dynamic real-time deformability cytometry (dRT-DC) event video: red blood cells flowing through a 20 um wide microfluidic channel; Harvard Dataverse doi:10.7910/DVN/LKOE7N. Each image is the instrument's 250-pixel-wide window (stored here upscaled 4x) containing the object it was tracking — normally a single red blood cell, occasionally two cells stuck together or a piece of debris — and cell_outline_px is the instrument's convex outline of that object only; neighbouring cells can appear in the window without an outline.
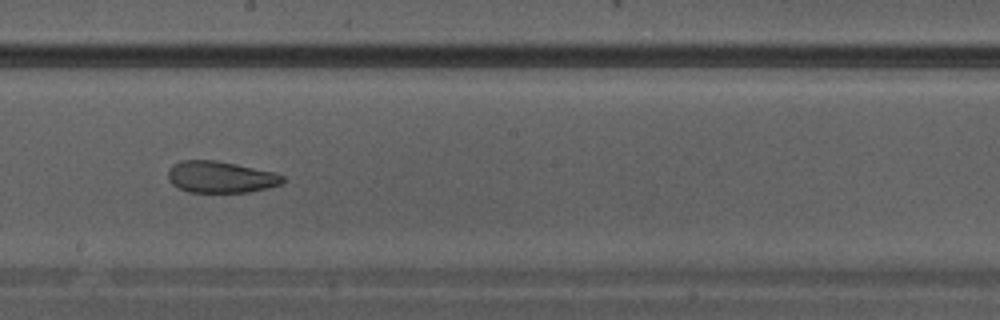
{"species": "Egyptian fruit bat (a non-hibernating species)", "species_latin": "Rousettus aegyptiacus", "temperature_condition": "warm", "stored_images_in_passage": 29, "camera_frame_rate_fps": 3000, "um_per_image_px": 0.085, "animal": {"sex": "male"}, "frame": {"image": 1, "passage_image": 17, "time_ms": 5.333, "image_size_px": [1000, 320], "cell_outline_px": [[284, 184], [268, 188], [248, 192], [188, 192], [172, 184], [168, 180], [168, 168], [172, 164], [180, 160], [216, 160], [276, 172], [284, 176]], "centroid_in_image_um": [18.76, 15.04], "position_along_channel_um": 229.4, "area_um2": 21.39}}